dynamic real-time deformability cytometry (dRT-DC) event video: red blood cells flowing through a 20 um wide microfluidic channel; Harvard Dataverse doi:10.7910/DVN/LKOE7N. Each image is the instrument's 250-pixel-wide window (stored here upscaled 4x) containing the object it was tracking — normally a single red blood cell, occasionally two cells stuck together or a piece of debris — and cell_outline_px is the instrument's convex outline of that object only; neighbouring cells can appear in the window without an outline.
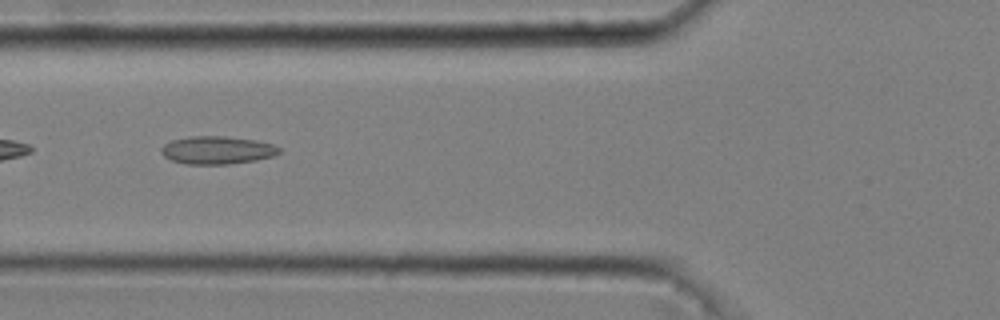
{"species": "common noctule bat (a hibernating species)", "species_latin": "Nyctalus noctula", "temperature_condition": "cold", "stored_images_in_passage": 35, "camera_frame_rate_fps": 3000, "um_per_image_px": 0.085, "animal": {"sex": "male", "body_mass_g": 20.4}, "frame": {"image": 1, "passage_image": 5, "time_ms": 1.333, "image_size_px": [1000, 320], "cell_outline_px": [[280, 152], [272, 156], [256, 160], [228, 164], [188, 164], [172, 160], [164, 156], [160, 152], [160, 148], [164, 144], [172, 140], [188, 136], [224, 136], [256, 140], [272, 144], [280, 148]], "centroid_in_image_um": [18.43, 12.75], "position_along_channel_um": 107.4, "area_um2": 19.13}}
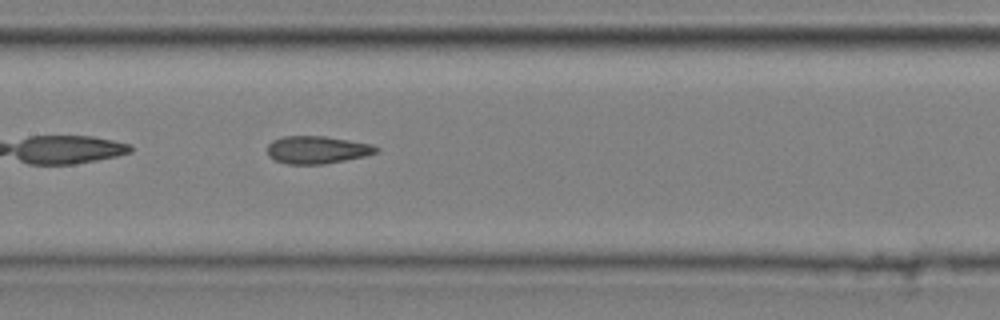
{"frame": {"image": 2, "passage_image": 11, "time_ms": 3.333, "image_size_px": [1000, 320], "cell_outline_px": [[380, 148], [376, 152], [364, 156], [324, 164], [288, 164], [276, 160], [268, 156], [268, 144], [272, 140], [284, 136], [324, 136], [372, 144]], "centroid_in_image_um": [26.93, 12.73], "position_along_channel_um": 180.5, "area_um2": 17.4}}
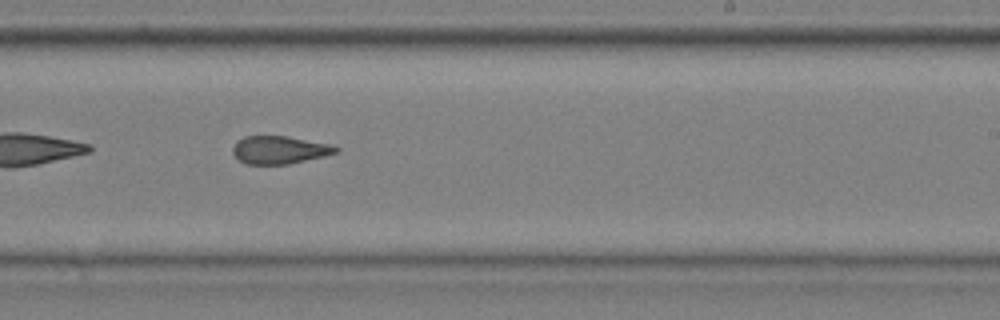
{"frame": {"image": 3, "passage_image": 18, "time_ms": 5.667, "image_size_px": [1000, 320], "cell_outline_px": [[340, 148], [336, 152], [324, 156], [288, 164], [244, 164], [232, 152], [232, 148], [236, 140], [244, 136], [288, 136], [332, 144]], "centroid_in_image_um": [23.74, 12.73], "position_along_channel_um": 265.3, "area_um2": 16.82}}